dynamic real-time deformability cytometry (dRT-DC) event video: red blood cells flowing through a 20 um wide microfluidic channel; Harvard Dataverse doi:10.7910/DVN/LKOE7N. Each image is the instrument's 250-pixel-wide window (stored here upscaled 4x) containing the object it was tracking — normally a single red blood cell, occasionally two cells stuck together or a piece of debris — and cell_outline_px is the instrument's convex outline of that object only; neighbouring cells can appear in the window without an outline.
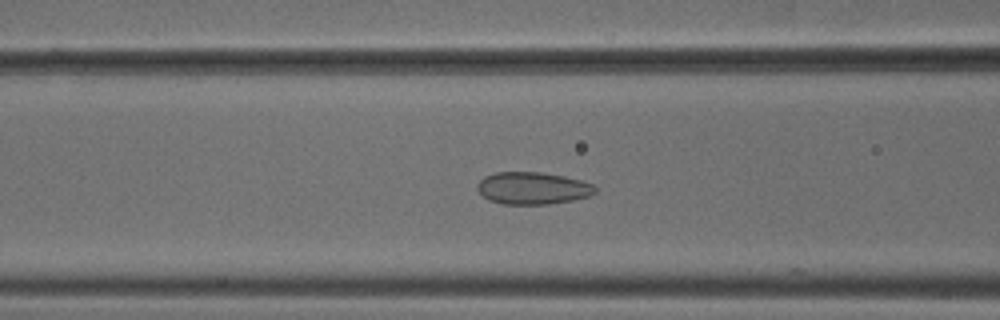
{"species": "common noctule bat (a hibernating species)", "species_latin": "Nyctalus noctula", "temperature_condition": "cold", "stored_images_in_passage": 53, "camera_frame_rate_fps": 3000, "um_per_image_px": 0.085, "animal": {"sex": "male", "body_mass_g": 18.8}, "frame": {"image": 1, "passage_image": 22, "time_ms": 7.0, "image_size_px": [1000, 320], "cell_outline_px": [[596, 192], [588, 196], [572, 200], [548, 204], [504, 204], [488, 200], [476, 188], [476, 184], [484, 176], [496, 172], [540, 172], [564, 176], [580, 180], [592, 184], [596, 188]], "centroid_in_image_um": [45.25, 15.99], "position_along_channel_um": 121.4, "area_um2": 22.08}}
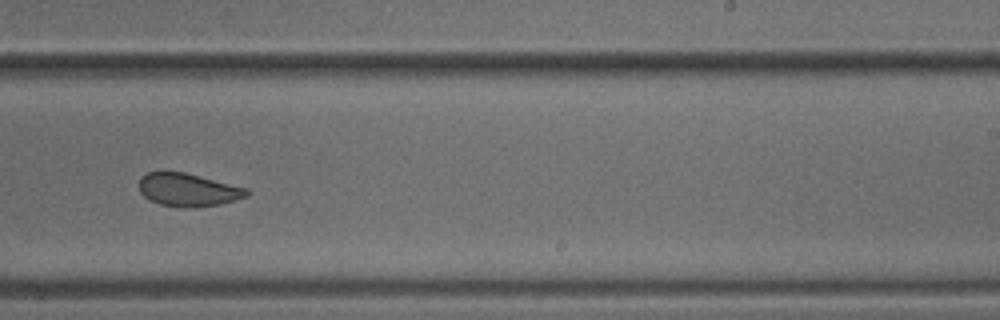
{"frame": {"image": 2, "passage_image": 34, "time_ms": 11.0, "image_size_px": [1000, 320], "cell_outline_px": [[248, 196], [220, 204], [196, 208], [184, 208], [160, 204], [144, 196], [140, 192], [140, 176], [148, 172], [184, 172], [248, 188]], "centroid_in_image_um": [16.0, 16.14], "position_along_channel_um": 273.0, "area_um2": 20.63}}
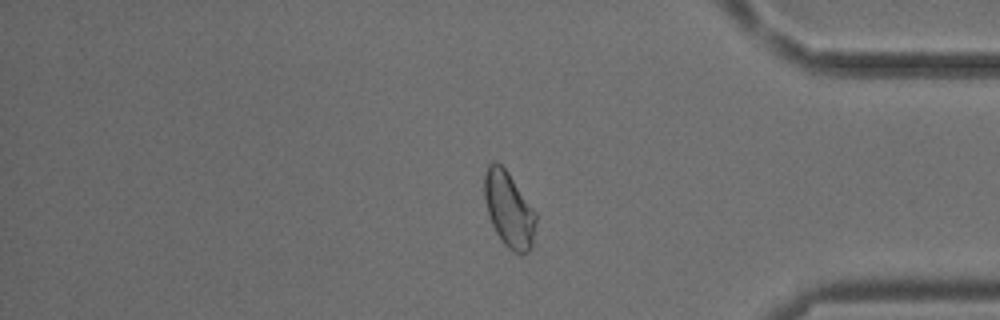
{"frame": {"image": 3, "passage_image": 45, "time_ms": 14.667, "image_size_px": [1000, 320], "cell_outline_px": [[536, 220], [532, 248], [524, 256], [520, 256], [512, 252], [504, 244], [496, 232], [492, 224], [484, 200], [484, 176], [488, 164], [492, 160], [496, 160], [508, 172], [536, 212]], "centroid_in_image_um": [43.26, 17.83], "position_along_channel_um": 391.9, "area_um2": 22.89}, "authors_computed_cell_mechanics": {"area_um2": 22.8888, "velocity_mm_per_s": 3.7928, "shape_relaxation_time_tau1_ms": null, "shape_relaxation_time_tau2_ms": 1.3156, "deformation_change_tau1": null, "deformation_change_tau2": 0.0602}}